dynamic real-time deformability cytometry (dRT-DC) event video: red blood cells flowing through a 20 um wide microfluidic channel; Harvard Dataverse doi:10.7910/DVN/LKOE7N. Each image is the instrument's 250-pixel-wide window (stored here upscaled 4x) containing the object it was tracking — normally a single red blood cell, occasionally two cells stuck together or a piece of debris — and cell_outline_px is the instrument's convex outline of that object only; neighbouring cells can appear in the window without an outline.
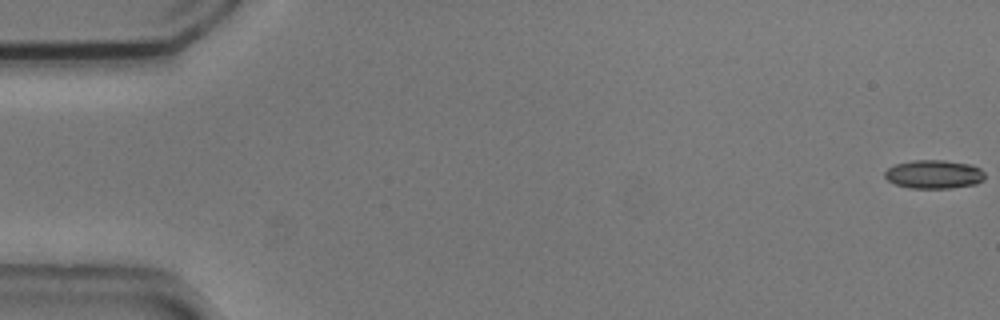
{"species": "common noctule bat (a hibernating species)", "species_latin": "Nyctalus noctula", "temperature_condition": "cold", "stored_images_in_passage": 55, "camera_frame_rate_fps": 3000, "um_per_image_px": 0.085, "animal": {"sex": "male", "body_mass_g": 20.5, "forearm_length_mm": 52.5}, "frame": {"image": 1, "passage_image": 1, "time_ms": 0.0, "image_size_px": [1000, 320], "cell_outline_px": [[984, 180], [976, 184], [952, 188], [908, 188], [896, 184], [888, 180], [884, 176], [884, 172], [888, 168], [896, 164], [912, 160], [944, 160], [972, 164], [980, 168], [984, 172]], "centroid_in_image_um": [79.4, 14.81], "position_along_channel_um": 5.6, "area_um2": 16.82}}
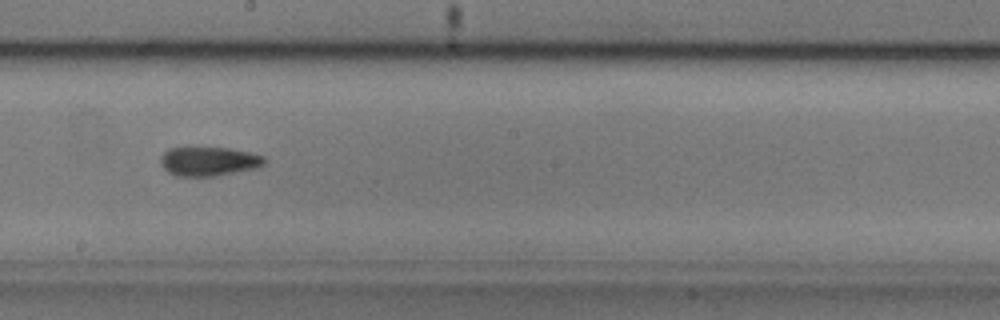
{"frame": {"image": 2, "passage_image": 31, "time_ms": 10.0, "image_size_px": [1000, 320], "cell_outline_px": [[268, 160], [264, 164], [256, 168], [216, 176], [176, 176], [168, 172], [160, 164], [160, 156], [168, 148], [188, 144], [228, 148], [248, 152], [264, 156]], "centroid_in_image_um": [17.68, 13.66], "position_along_channel_um": 230.5, "area_um2": 18.5}}
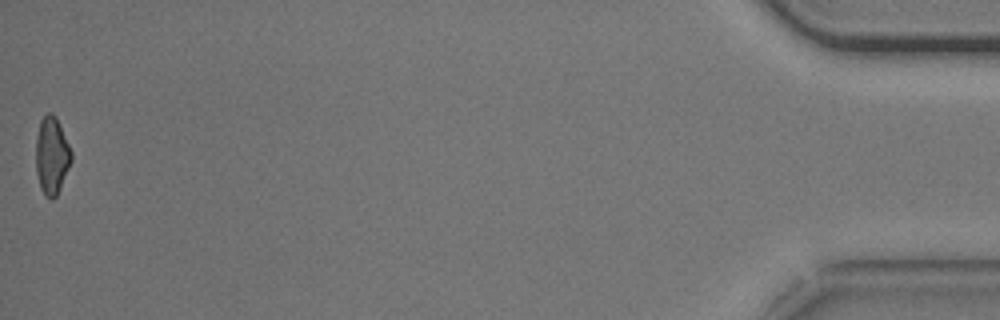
{"frame": {"image": 3, "passage_image": 55, "time_ms": 18.0, "image_size_px": [1000, 320], "cell_outline_px": [[72, 160], [60, 188], [56, 196], [52, 200], [48, 200], [44, 196], [40, 188], [36, 172], [36, 136], [40, 120], [48, 112], [52, 112], [56, 116], [72, 152]], "centroid_in_image_um": [4.39, 13.24], "position_along_channel_um": 430.8, "area_um2": 16.18}, "authors_computed_cell_mechanics": {"area_um2": 17.051, "velocity_mm_per_s": 3.7241, "shape_relaxation_time_tau1_ms": 4.7152, "shape_relaxation_time_tau2_ms": 4.1416, "deformation_change_tau1": 0.1357, "deformation_change_tau2": 0.1186}}